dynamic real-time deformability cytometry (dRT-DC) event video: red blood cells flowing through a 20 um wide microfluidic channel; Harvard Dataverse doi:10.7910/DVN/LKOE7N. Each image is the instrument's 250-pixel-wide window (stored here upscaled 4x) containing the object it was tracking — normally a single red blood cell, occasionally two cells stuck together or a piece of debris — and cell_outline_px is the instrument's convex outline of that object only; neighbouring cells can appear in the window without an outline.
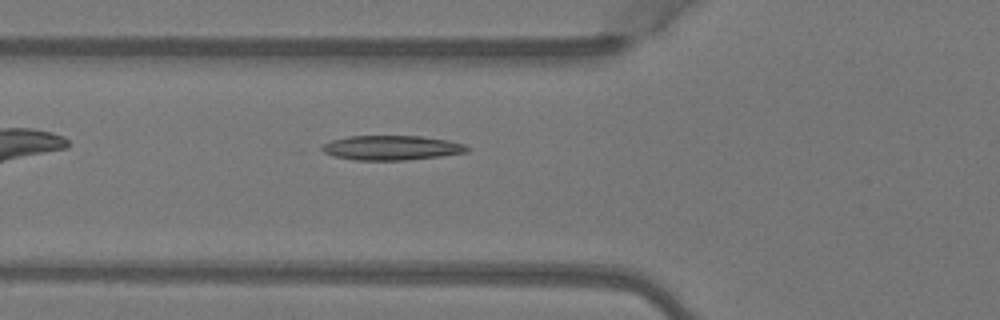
{"species": "Egyptian fruit bat (a non-hibernating species)", "species_latin": "Rousettus aegyptiacus", "temperature_condition": "warm", "stored_images_in_passage": 4, "camera_frame_rate_fps": 3000, "um_per_image_px": 0.085, "animal": {"sex": "female"}, "frame": {"image": 1, "passage_image": 4, "time_ms": 1.0, "image_size_px": [1000, 320], "cell_outline_px": [[472, 148], [468, 152], [440, 156], [404, 160], [356, 160], [332, 156], [324, 152], [320, 148], [324, 144], [332, 140], [348, 136], [420, 136], [448, 140], [464, 144]], "centroid_in_image_um": [33.3, 12.56], "position_along_channel_um": 92.5, "area_um2": 20.81}}